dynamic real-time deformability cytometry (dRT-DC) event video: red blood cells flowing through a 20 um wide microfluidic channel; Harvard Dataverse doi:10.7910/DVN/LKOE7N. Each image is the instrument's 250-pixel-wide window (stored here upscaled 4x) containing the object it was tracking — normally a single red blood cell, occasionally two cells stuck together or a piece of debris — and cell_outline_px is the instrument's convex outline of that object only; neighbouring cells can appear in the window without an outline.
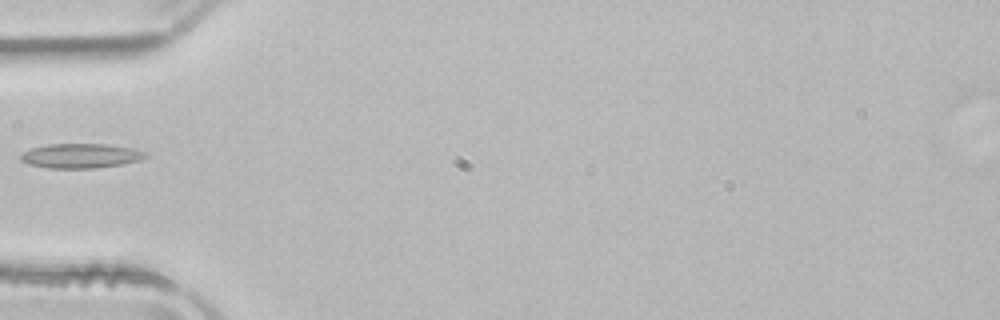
{"species": "common noctule bat (a hibernating species)", "species_latin": "Nyctalus noctula", "temperature_condition": "room temperature", "stored_images_in_passage": 4, "camera_frame_rate_fps": 3000, "um_per_image_px": 0.085, "animal": {"sex": "male", "body_mass_g": 21.5, "forearm_length_mm": 52.0}, "frame": {"image": 1, "passage_image": 4, "time_ms": 1.0, "image_size_px": [1000, 320], "cell_outline_px": [[148, 156], [140, 160], [124, 164], [92, 168], [48, 168], [28, 164], [20, 160], [20, 156], [24, 152], [32, 148], [48, 144], [104, 144], [132, 148], [148, 152]], "centroid_in_image_um": [6.88, 13.24], "position_along_channel_um": 78.1, "area_um2": 17.86}}